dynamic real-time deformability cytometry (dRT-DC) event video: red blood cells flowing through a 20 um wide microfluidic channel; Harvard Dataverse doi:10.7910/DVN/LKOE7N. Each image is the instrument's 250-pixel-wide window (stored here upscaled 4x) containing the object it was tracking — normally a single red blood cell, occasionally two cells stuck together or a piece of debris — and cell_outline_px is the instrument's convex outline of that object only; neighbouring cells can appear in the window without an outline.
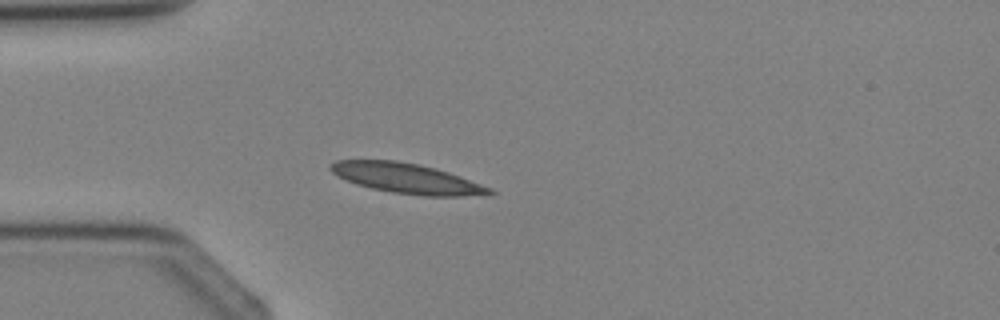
{"species": "Egyptian fruit bat (a non-hibernating species)", "species_latin": "Rousettus aegyptiacus", "temperature_condition": "cold", "stored_images_in_passage": 4, "camera_frame_rate_fps": 3000, "um_per_image_px": 0.085, "animal": {"sex": "female"}, "frame": {"image": 1, "passage_image": 4, "time_ms": 3.333, "image_size_px": [1000, 320], "cell_outline_px": [[496, 192], [460, 196], [424, 196], [392, 192], [372, 188], [356, 184], [332, 172], [328, 168], [328, 164], [336, 160], [396, 160], [420, 164], [436, 168], [448, 172], [492, 188]], "centroid_in_image_um": [34.53, 15.14], "position_along_channel_um": 50.5, "area_um2": 27.57}}